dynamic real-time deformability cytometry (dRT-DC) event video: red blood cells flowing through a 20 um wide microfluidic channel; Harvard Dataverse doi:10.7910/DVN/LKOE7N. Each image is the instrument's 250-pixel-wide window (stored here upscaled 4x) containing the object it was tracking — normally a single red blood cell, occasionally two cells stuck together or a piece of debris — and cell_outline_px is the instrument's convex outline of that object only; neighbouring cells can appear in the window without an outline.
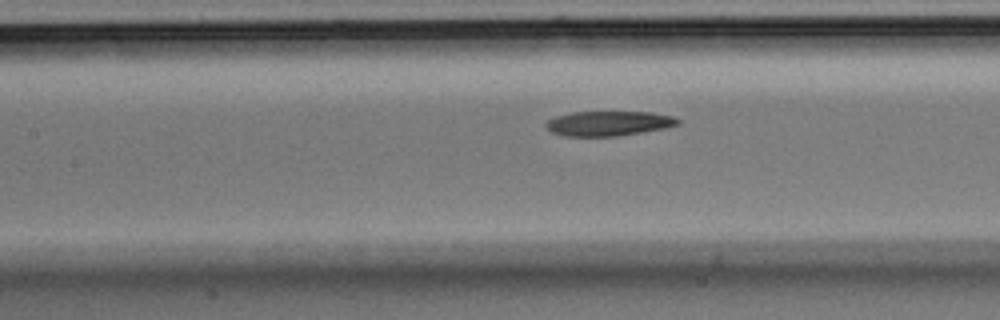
{"species": "Egyptian fruit bat (a non-hibernating species)", "species_latin": "Rousettus aegyptiacus", "temperature_condition": "room temperature", "stored_images_in_passage": 33, "camera_frame_rate_fps": 3000, "um_per_image_px": 0.085, "animal": {"sex": "male"}, "frame": {"image": 1, "passage_image": 15, "time_ms": 4.667, "image_size_px": [1000, 320], "cell_outline_px": [[680, 124], [664, 128], [616, 136], [564, 136], [552, 132], [544, 124], [548, 120], [556, 116], [572, 112], [652, 112], [672, 116], [680, 120]], "centroid_in_image_um": [51.72, 10.48], "position_along_channel_um": 155.7, "area_um2": 18.9}}
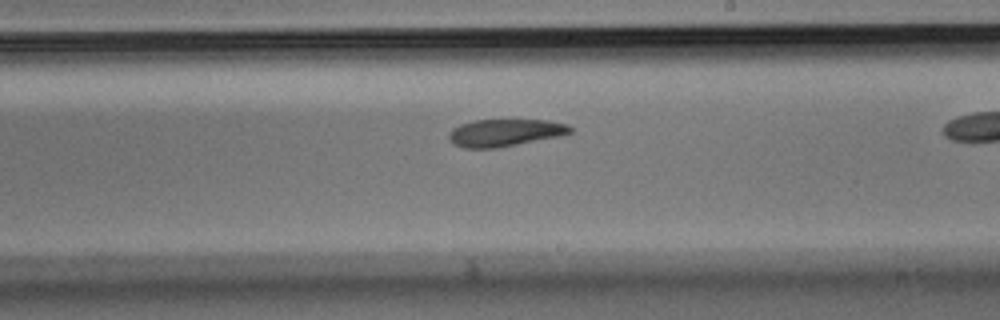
{"frame": {"image": 2, "passage_image": 22, "time_ms": 7.0, "image_size_px": [1000, 320], "cell_outline_px": [[572, 132], [560, 136], [496, 148], [464, 148], [452, 144], [448, 140], [448, 132], [452, 128], [460, 124], [476, 120], [548, 120], [568, 124], [572, 128]], "centroid_in_image_um": [42.88, 11.28], "position_along_channel_um": 246.1, "area_um2": 19.42}}
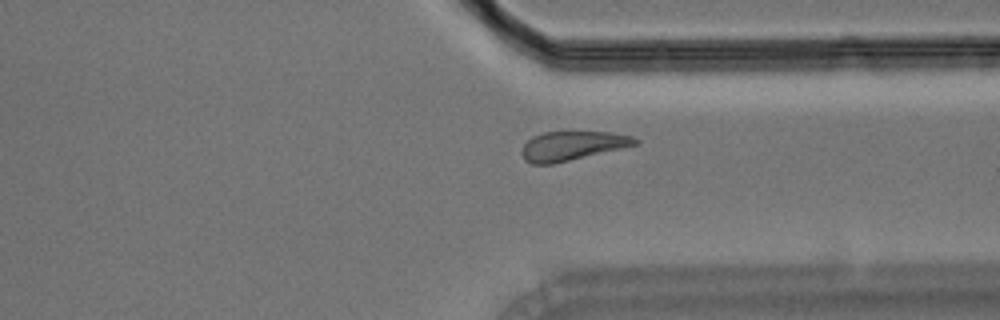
{"frame": {"image": 3, "passage_image": 31, "time_ms": 10.0, "image_size_px": [1000, 320], "cell_outline_px": [[640, 140], [636, 144], [620, 148], [552, 164], [532, 164], [524, 160], [520, 152], [524, 144], [532, 136], [544, 132], [612, 132], [632, 136]], "centroid_in_image_um": [48.59, 12.38], "position_along_channel_um": 362.8, "area_um2": 19.02}}